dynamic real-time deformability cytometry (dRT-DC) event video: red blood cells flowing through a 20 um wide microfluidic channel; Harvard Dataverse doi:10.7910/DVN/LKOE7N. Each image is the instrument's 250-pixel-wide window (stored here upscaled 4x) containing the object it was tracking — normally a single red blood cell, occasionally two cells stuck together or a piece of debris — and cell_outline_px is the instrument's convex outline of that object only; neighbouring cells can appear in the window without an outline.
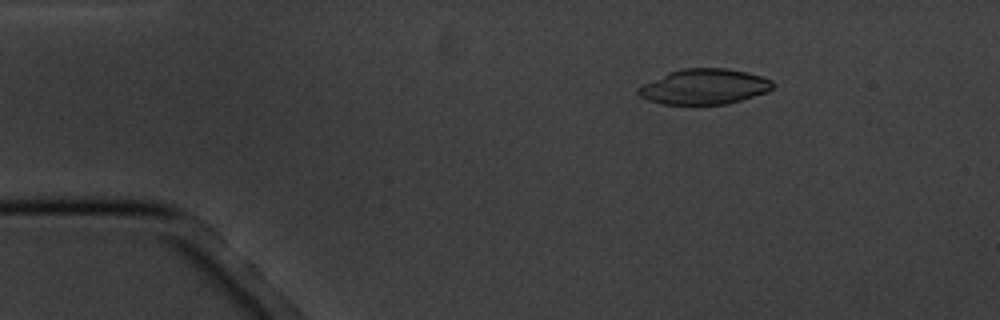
{"species": "common noctule bat (a hibernating species)", "species_latin": "Nyctalus noctula", "temperature_condition": "cold", "stored_images_in_passage": 5, "camera_frame_rate_fps": 3000, "um_per_image_px": 0.085, "animal": {"sex": "male", "body_mass_g": 20.1, "forearm_length_mm": 53.5}, "frame": {"image": 1, "passage_image": 3, "time_ms": 2.333, "image_size_px": [1000, 320], "cell_outline_px": [[776, 84], [768, 92], [728, 104], [664, 104], [648, 100], [640, 96], [636, 92], [636, 88], [668, 72], [684, 68], [724, 68], [748, 72], [772, 80]], "centroid_in_image_um": [59.88, 7.36], "position_along_channel_um": 25.1, "area_um2": 27.74}}